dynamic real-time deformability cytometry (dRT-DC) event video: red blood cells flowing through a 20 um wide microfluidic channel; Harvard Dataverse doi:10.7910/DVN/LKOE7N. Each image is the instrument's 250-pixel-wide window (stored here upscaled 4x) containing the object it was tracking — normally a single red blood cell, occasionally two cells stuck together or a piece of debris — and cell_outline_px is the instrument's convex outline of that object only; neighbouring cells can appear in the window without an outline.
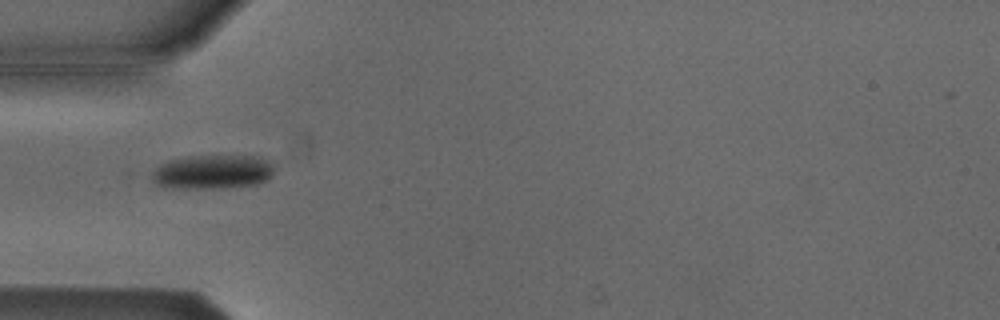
{"species": "Egyptian fruit bat (a non-hibernating species)", "species_latin": "Rousettus aegyptiacus", "temperature_condition": "cold", "stored_images_in_passage": 4, "camera_frame_rate_fps": 3000, "um_per_image_px": 0.085, "animal": {"sex": "male"}, "frame": {"image": 1, "passage_image": 1, "time_ms": 0.0, "image_size_px": [1000, 320], "cell_outline_px": [[272, 176], [268, 180], [256, 184], [224, 188], [164, 188], [156, 184], [152, 180], [152, 172], [160, 164], [168, 160], [188, 156], [260, 156], [268, 160], [272, 164]], "centroid_in_image_um": [18.05, 14.62], "position_along_channel_um": 67.0, "area_um2": 24.57}}
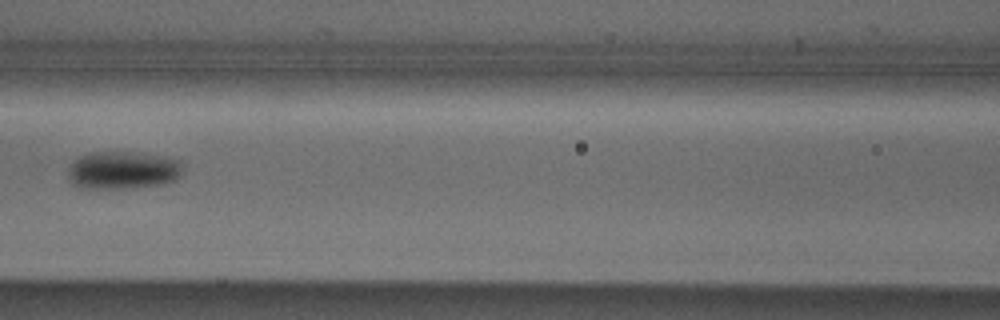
{"frame": {"image": 2, "passage_image": 3, "time_ms": 0.667, "image_size_px": [1000, 320], "cell_outline_px": [[184, 164], [180, 176], [176, 180], [164, 184], [128, 188], [84, 188], [72, 184], [68, 176], [68, 168], [72, 160], [80, 156], [92, 152], [144, 152], [168, 156], [180, 160]], "centroid_in_image_um": [10.49, 14.45], "position_along_channel_um": 156.1, "area_um2": 25.89}}
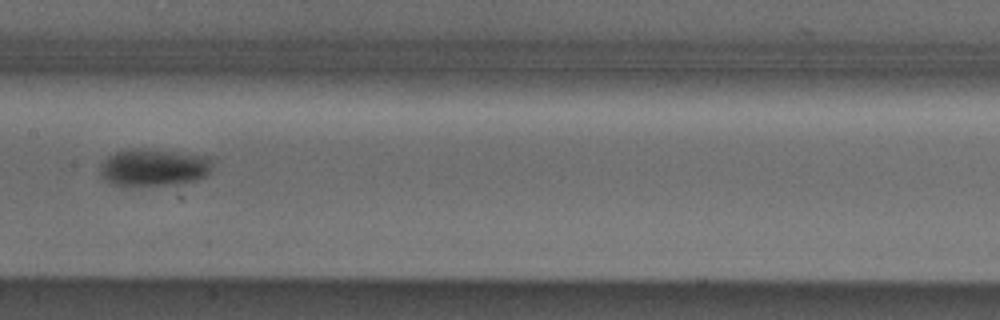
{"frame": {"image": 3, "passage_image": 4, "time_ms": 1.0, "image_size_px": [1000, 320], "cell_outline_px": [[212, 164], [208, 172], [204, 176], [196, 180], [168, 184], [112, 184], [100, 176], [100, 164], [108, 156], [116, 152], [132, 148], [148, 148], [208, 156]], "centroid_in_image_um": [13.03, 14.19], "position_along_channel_um": 194.4, "area_um2": 23.93}}